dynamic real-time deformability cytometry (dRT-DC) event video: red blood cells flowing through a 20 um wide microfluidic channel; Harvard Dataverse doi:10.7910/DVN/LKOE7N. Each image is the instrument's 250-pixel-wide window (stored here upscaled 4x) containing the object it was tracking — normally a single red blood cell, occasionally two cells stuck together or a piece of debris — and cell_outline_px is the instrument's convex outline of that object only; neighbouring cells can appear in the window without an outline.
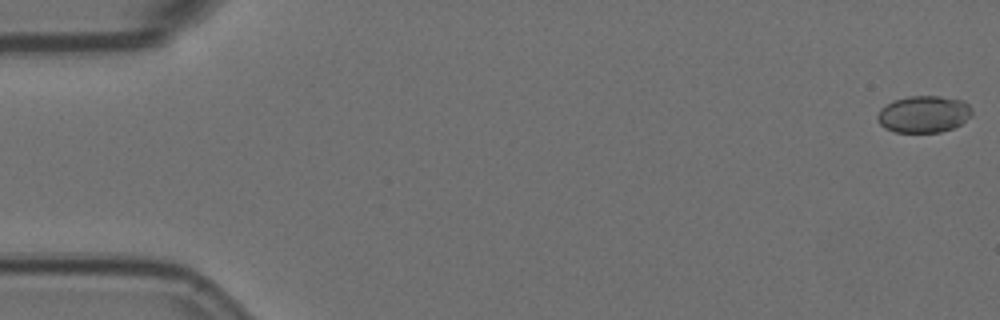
{"species": "Egyptian fruit bat (a non-hibernating species)", "species_latin": "Rousettus aegyptiacus", "temperature_condition": "room temperature", "stored_images_in_passage": 57, "camera_frame_rate_fps": 3000, "um_per_image_px": 0.085, "animal": {"sex": "female"}, "frame": {"image": 1, "passage_image": 1, "time_ms": 0.0, "image_size_px": [1000, 320], "cell_outline_px": [[972, 116], [960, 124], [952, 128], [940, 132], [896, 132], [884, 128], [880, 124], [876, 116], [880, 108], [892, 100], [908, 96], [940, 96], [964, 100], [972, 108]], "centroid_in_image_um": [78.51, 9.69], "position_along_channel_um": 6.5, "area_um2": 20.52}}
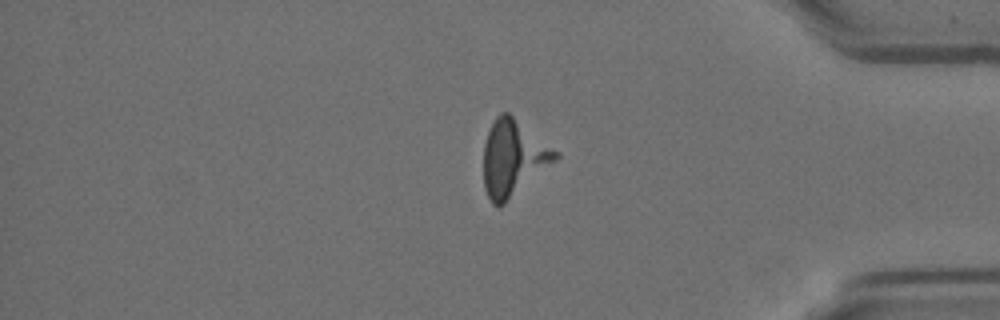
{"frame": {"image": 2, "passage_image": 48, "time_ms": 15.667, "image_size_px": [1000, 320], "cell_outline_px": [[560, 156], [556, 160], [504, 204], [492, 204], [484, 188], [484, 144], [488, 132], [496, 116], [500, 112], [508, 112], [560, 152]], "centroid_in_image_um": [43.63, 13.41], "position_along_channel_um": 391.6, "area_um2": 31.44}}
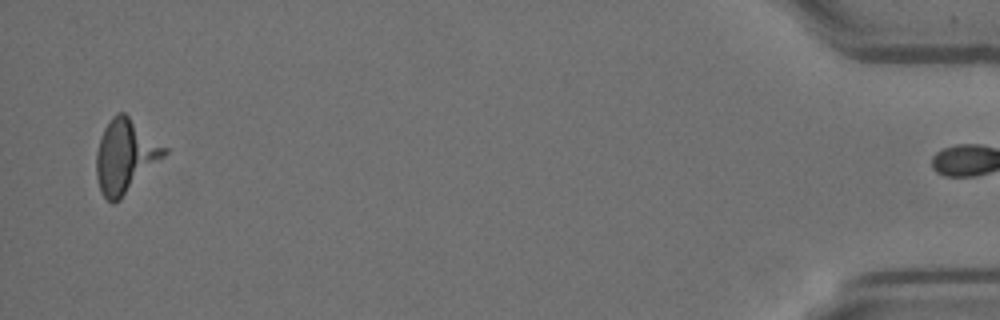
{"frame": {"image": 3, "passage_image": 56, "time_ms": 18.333, "image_size_px": [1000, 320], "cell_outline_px": [[168, 152], [120, 200], [112, 204], [100, 192], [96, 176], [96, 152], [104, 128], [112, 116], [120, 112], [124, 112], [168, 148]], "centroid_in_image_um": [10.63, 13.28], "position_along_channel_um": 424.6, "area_um2": 28.9}, "authors_computed_cell_mechanics": {"area_um2": 18.5538, "velocity_mm_per_s": 3.5753, "shape_relaxation_time_tau1_ms": 1.3817, "shape_relaxation_time_tau2_ms": null, "deformation_change_tau1": 0.1202, "deformation_change_tau2": null}}